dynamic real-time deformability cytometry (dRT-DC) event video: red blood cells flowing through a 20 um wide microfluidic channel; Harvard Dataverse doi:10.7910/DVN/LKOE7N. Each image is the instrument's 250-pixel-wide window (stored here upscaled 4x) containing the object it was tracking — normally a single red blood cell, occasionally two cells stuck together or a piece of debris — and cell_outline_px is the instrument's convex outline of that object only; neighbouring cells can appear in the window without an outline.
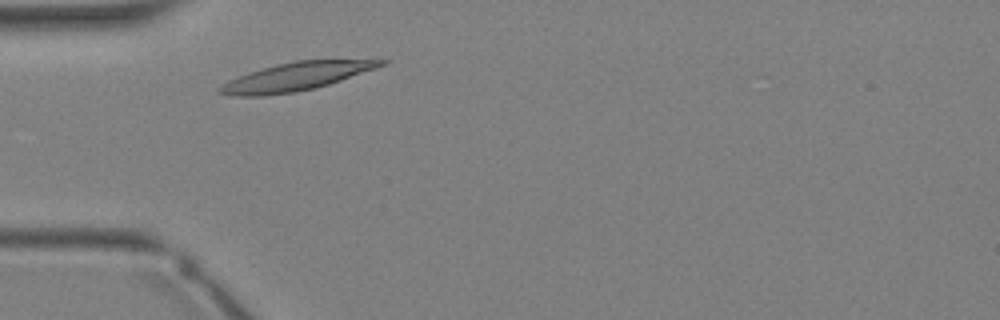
{"species": "Egyptian fruit bat (a non-hibernating species)", "species_latin": "Rousettus aegyptiacus", "temperature_condition": "warm", "stored_images_in_passage": 21, "camera_frame_rate_fps": 3000, "um_per_image_px": 0.085, "animal": {"sex": "female"}, "frame": {"image": 1, "passage_image": 1, "time_ms": 0.0, "image_size_px": [1000, 320], "cell_outline_px": [[388, 60], [384, 64], [376, 68], [316, 88], [296, 92], [264, 96], [232, 96], [216, 92], [216, 88], [228, 80], [248, 72], [276, 64], [296, 60], [376, 56]], "centroid_in_image_um": [25.29, 6.45], "position_along_channel_um": 59.7, "area_um2": 27.69}}
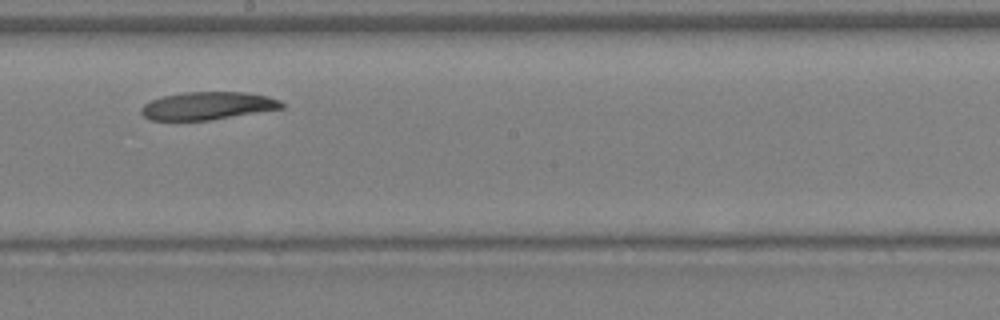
{"frame": {"image": 2, "passage_image": 10, "time_ms": 3.0, "image_size_px": [1000, 320], "cell_outline_px": [[284, 108], [208, 120], [148, 120], [140, 112], [140, 108], [144, 104], [152, 100], [164, 96], [184, 92], [244, 92], [268, 96], [280, 100], [284, 104]], "centroid_in_image_um": [17.64, 8.99], "position_along_channel_um": 230.6, "area_um2": 22.66}}
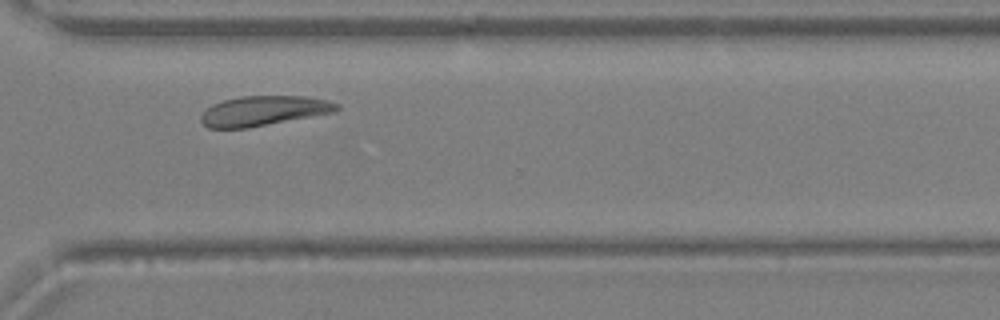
{"frame": {"image": 3, "passage_image": 16, "time_ms": 5.0, "image_size_px": [1000, 320], "cell_outline_px": [[340, 108], [336, 112], [248, 128], [208, 128], [200, 120], [200, 116], [212, 104], [224, 100], [240, 96], [304, 96], [328, 100], [340, 104]], "centroid_in_image_um": [22.44, 9.42], "position_along_channel_um": 348.2, "area_um2": 23.7}}